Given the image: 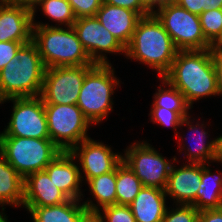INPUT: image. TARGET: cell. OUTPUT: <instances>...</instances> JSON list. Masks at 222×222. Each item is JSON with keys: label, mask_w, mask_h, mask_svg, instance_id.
Masks as SVG:
<instances>
[{"label": "cell", "mask_w": 222, "mask_h": 222, "mask_svg": "<svg viewBox=\"0 0 222 222\" xmlns=\"http://www.w3.org/2000/svg\"><path fill=\"white\" fill-rule=\"evenodd\" d=\"M218 164H222V150H220V158L218 161H216Z\"/></svg>", "instance_id": "obj_42"}, {"label": "cell", "mask_w": 222, "mask_h": 222, "mask_svg": "<svg viewBox=\"0 0 222 222\" xmlns=\"http://www.w3.org/2000/svg\"><path fill=\"white\" fill-rule=\"evenodd\" d=\"M207 8L216 10L222 8V0H207Z\"/></svg>", "instance_id": "obj_40"}, {"label": "cell", "mask_w": 222, "mask_h": 222, "mask_svg": "<svg viewBox=\"0 0 222 222\" xmlns=\"http://www.w3.org/2000/svg\"><path fill=\"white\" fill-rule=\"evenodd\" d=\"M220 150H222V135H221V149Z\"/></svg>", "instance_id": "obj_44"}, {"label": "cell", "mask_w": 222, "mask_h": 222, "mask_svg": "<svg viewBox=\"0 0 222 222\" xmlns=\"http://www.w3.org/2000/svg\"><path fill=\"white\" fill-rule=\"evenodd\" d=\"M165 190L155 187H142L129 204L136 222H161L167 209Z\"/></svg>", "instance_id": "obj_20"}, {"label": "cell", "mask_w": 222, "mask_h": 222, "mask_svg": "<svg viewBox=\"0 0 222 222\" xmlns=\"http://www.w3.org/2000/svg\"><path fill=\"white\" fill-rule=\"evenodd\" d=\"M121 82L112 64H96L85 75L76 105L92 125H100L113 111L114 93Z\"/></svg>", "instance_id": "obj_5"}, {"label": "cell", "mask_w": 222, "mask_h": 222, "mask_svg": "<svg viewBox=\"0 0 222 222\" xmlns=\"http://www.w3.org/2000/svg\"><path fill=\"white\" fill-rule=\"evenodd\" d=\"M198 219L201 222H222V207L200 210Z\"/></svg>", "instance_id": "obj_36"}, {"label": "cell", "mask_w": 222, "mask_h": 222, "mask_svg": "<svg viewBox=\"0 0 222 222\" xmlns=\"http://www.w3.org/2000/svg\"><path fill=\"white\" fill-rule=\"evenodd\" d=\"M152 13L179 51L214 48L203 35L199 15L190 13L173 0L157 4Z\"/></svg>", "instance_id": "obj_7"}, {"label": "cell", "mask_w": 222, "mask_h": 222, "mask_svg": "<svg viewBox=\"0 0 222 222\" xmlns=\"http://www.w3.org/2000/svg\"><path fill=\"white\" fill-rule=\"evenodd\" d=\"M69 199L55 186L45 170L31 173L24 179L23 206H52Z\"/></svg>", "instance_id": "obj_18"}, {"label": "cell", "mask_w": 222, "mask_h": 222, "mask_svg": "<svg viewBox=\"0 0 222 222\" xmlns=\"http://www.w3.org/2000/svg\"><path fill=\"white\" fill-rule=\"evenodd\" d=\"M180 7L186 9L190 13L200 15L202 12L206 11L207 0H173Z\"/></svg>", "instance_id": "obj_35"}, {"label": "cell", "mask_w": 222, "mask_h": 222, "mask_svg": "<svg viewBox=\"0 0 222 222\" xmlns=\"http://www.w3.org/2000/svg\"><path fill=\"white\" fill-rule=\"evenodd\" d=\"M151 111L148 114L150 122L158 124L163 127H171L175 131V136L179 129L181 120L190 114V111H171L164 107H151Z\"/></svg>", "instance_id": "obj_29"}, {"label": "cell", "mask_w": 222, "mask_h": 222, "mask_svg": "<svg viewBox=\"0 0 222 222\" xmlns=\"http://www.w3.org/2000/svg\"><path fill=\"white\" fill-rule=\"evenodd\" d=\"M178 51L162 23L152 13L137 23L126 47L125 58L152 68L158 74L156 78H161L171 69Z\"/></svg>", "instance_id": "obj_2"}, {"label": "cell", "mask_w": 222, "mask_h": 222, "mask_svg": "<svg viewBox=\"0 0 222 222\" xmlns=\"http://www.w3.org/2000/svg\"><path fill=\"white\" fill-rule=\"evenodd\" d=\"M205 39L214 47L222 50V8L207 9L199 15Z\"/></svg>", "instance_id": "obj_28"}, {"label": "cell", "mask_w": 222, "mask_h": 222, "mask_svg": "<svg viewBox=\"0 0 222 222\" xmlns=\"http://www.w3.org/2000/svg\"><path fill=\"white\" fill-rule=\"evenodd\" d=\"M12 3L19 4L21 6L27 7L31 10L35 8V6L41 1V0H9Z\"/></svg>", "instance_id": "obj_38"}, {"label": "cell", "mask_w": 222, "mask_h": 222, "mask_svg": "<svg viewBox=\"0 0 222 222\" xmlns=\"http://www.w3.org/2000/svg\"><path fill=\"white\" fill-rule=\"evenodd\" d=\"M24 178L0 154V214L7 220L5 206L23 208Z\"/></svg>", "instance_id": "obj_21"}, {"label": "cell", "mask_w": 222, "mask_h": 222, "mask_svg": "<svg viewBox=\"0 0 222 222\" xmlns=\"http://www.w3.org/2000/svg\"><path fill=\"white\" fill-rule=\"evenodd\" d=\"M112 148L100 140L97 142L89 137L70 150L79 163L83 185L91 178L113 171L122 161L123 153H114Z\"/></svg>", "instance_id": "obj_14"}, {"label": "cell", "mask_w": 222, "mask_h": 222, "mask_svg": "<svg viewBox=\"0 0 222 222\" xmlns=\"http://www.w3.org/2000/svg\"><path fill=\"white\" fill-rule=\"evenodd\" d=\"M214 67L217 76L218 96H222V50L214 49Z\"/></svg>", "instance_id": "obj_37"}, {"label": "cell", "mask_w": 222, "mask_h": 222, "mask_svg": "<svg viewBox=\"0 0 222 222\" xmlns=\"http://www.w3.org/2000/svg\"><path fill=\"white\" fill-rule=\"evenodd\" d=\"M44 109L49 137L62 151H70L90 137L92 124L76 104H44Z\"/></svg>", "instance_id": "obj_9"}, {"label": "cell", "mask_w": 222, "mask_h": 222, "mask_svg": "<svg viewBox=\"0 0 222 222\" xmlns=\"http://www.w3.org/2000/svg\"><path fill=\"white\" fill-rule=\"evenodd\" d=\"M163 78L183 94L192 109L194 102L218 96L214 48L178 51Z\"/></svg>", "instance_id": "obj_1"}, {"label": "cell", "mask_w": 222, "mask_h": 222, "mask_svg": "<svg viewBox=\"0 0 222 222\" xmlns=\"http://www.w3.org/2000/svg\"><path fill=\"white\" fill-rule=\"evenodd\" d=\"M61 151L50 138L0 136V154L24 179L44 170Z\"/></svg>", "instance_id": "obj_6"}, {"label": "cell", "mask_w": 222, "mask_h": 222, "mask_svg": "<svg viewBox=\"0 0 222 222\" xmlns=\"http://www.w3.org/2000/svg\"><path fill=\"white\" fill-rule=\"evenodd\" d=\"M142 187L140 179L122 160L116 166V204L129 205Z\"/></svg>", "instance_id": "obj_26"}, {"label": "cell", "mask_w": 222, "mask_h": 222, "mask_svg": "<svg viewBox=\"0 0 222 222\" xmlns=\"http://www.w3.org/2000/svg\"><path fill=\"white\" fill-rule=\"evenodd\" d=\"M201 178V163L183 162L180 167L173 164L165 188L166 196L170 201L172 199L174 205H193L197 201Z\"/></svg>", "instance_id": "obj_15"}, {"label": "cell", "mask_w": 222, "mask_h": 222, "mask_svg": "<svg viewBox=\"0 0 222 222\" xmlns=\"http://www.w3.org/2000/svg\"><path fill=\"white\" fill-rule=\"evenodd\" d=\"M32 41L45 68L96 65L72 26H33Z\"/></svg>", "instance_id": "obj_4"}, {"label": "cell", "mask_w": 222, "mask_h": 222, "mask_svg": "<svg viewBox=\"0 0 222 222\" xmlns=\"http://www.w3.org/2000/svg\"><path fill=\"white\" fill-rule=\"evenodd\" d=\"M104 3L135 11L141 17L152 14V7L145 0H104Z\"/></svg>", "instance_id": "obj_33"}, {"label": "cell", "mask_w": 222, "mask_h": 222, "mask_svg": "<svg viewBox=\"0 0 222 222\" xmlns=\"http://www.w3.org/2000/svg\"><path fill=\"white\" fill-rule=\"evenodd\" d=\"M157 90L153 93L151 107H164L171 111H189L192 109L185 101L183 94L173 87L165 78L161 77Z\"/></svg>", "instance_id": "obj_27"}, {"label": "cell", "mask_w": 222, "mask_h": 222, "mask_svg": "<svg viewBox=\"0 0 222 222\" xmlns=\"http://www.w3.org/2000/svg\"><path fill=\"white\" fill-rule=\"evenodd\" d=\"M102 222H136L129 205L113 204L96 213Z\"/></svg>", "instance_id": "obj_30"}, {"label": "cell", "mask_w": 222, "mask_h": 222, "mask_svg": "<svg viewBox=\"0 0 222 222\" xmlns=\"http://www.w3.org/2000/svg\"><path fill=\"white\" fill-rule=\"evenodd\" d=\"M90 197L81 199L88 213H97L102 208L116 204V168L86 182ZM93 199V200H92ZM96 201V202H95Z\"/></svg>", "instance_id": "obj_23"}, {"label": "cell", "mask_w": 222, "mask_h": 222, "mask_svg": "<svg viewBox=\"0 0 222 222\" xmlns=\"http://www.w3.org/2000/svg\"><path fill=\"white\" fill-rule=\"evenodd\" d=\"M210 166L211 163L202 164L201 184L193 204L199 211L222 207V170L212 173Z\"/></svg>", "instance_id": "obj_24"}, {"label": "cell", "mask_w": 222, "mask_h": 222, "mask_svg": "<svg viewBox=\"0 0 222 222\" xmlns=\"http://www.w3.org/2000/svg\"><path fill=\"white\" fill-rule=\"evenodd\" d=\"M94 66L46 68L40 95L44 104H77L85 75Z\"/></svg>", "instance_id": "obj_11"}, {"label": "cell", "mask_w": 222, "mask_h": 222, "mask_svg": "<svg viewBox=\"0 0 222 222\" xmlns=\"http://www.w3.org/2000/svg\"><path fill=\"white\" fill-rule=\"evenodd\" d=\"M57 188L70 199L85 198L78 162L70 151H61L44 169Z\"/></svg>", "instance_id": "obj_17"}, {"label": "cell", "mask_w": 222, "mask_h": 222, "mask_svg": "<svg viewBox=\"0 0 222 222\" xmlns=\"http://www.w3.org/2000/svg\"><path fill=\"white\" fill-rule=\"evenodd\" d=\"M45 69L36 44H23L0 70V100L40 96Z\"/></svg>", "instance_id": "obj_3"}, {"label": "cell", "mask_w": 222, "mask_h": 222, "mask_svg": "<svg viewBox=\"0 0 222 222\" xmlns=\"http://www.w3.org/2000/svg\"><path fill=\"white\" fill-rule=\"evenodd\" d=\"M72 27L94 64H112L108 54H121L125 57L126 48L96 16L78 18Z\"/></svg>", "instance_id": "obj_12"}, {"label": "cell", "mask_w": 222, "mask_h": 222, "mask_svg": "<svg viewBox=\"0 0 222 222\" xmlns=\"http://www.w3.org/2000/svg\"><path fill=\"white\" fill-rule=\"evenodd\" d=\"M80 222H102L96 213H87Z\"/></svg>", "instance_id": "obj_39"}, {"label": "cell", "mask_w": 222, "mask_h": 222, "mask_svg": "<svg viewBox=\"0 0 222 222\" xmlns=\"http://www.w3.org/2000/svg\"><path fill=\"white\" fill-rule=\"evenodd\" d=\"M8 101L13 102L12 114L0 136L50 138L41 96L9 98L2 100L1 105Z\"/></svg>", "instance_id": "obj_10"}, {"label": "cell", "mask_w": 222, "mask_h": 222, "mask_svg": "<svg viewBox=\"0 0 222 222\" xmlns=\"http://www.w3.org/2000/svg\"><path fill=\"white\" fill-rule=\"evenodd\" d=\"M75 18H82V17H94L97 14V11L100 9L104 0H67Z\"/></svg>", "instance_id": "obj_32"}, {"label": "cell", "mask_w": 222, "mask_h": 222, "mask_svg": "<svg viewBox=\"0 0 222 222\" xmlns=\"http://www.w3.org/2000/svg\"><path fill=\"white\" fill-rule=\"evenodd\" d=\"M122 160L140 179L144 187H155L165 190L173 164L180 163L173 156L168 160L160 151H157L147 140L131 143L123 151ZM172 160V161H171ZM178 162V163H177Z\"/></svg>", "instance_id": "obj_8"}, {"label": "cell", "mask_w": 222, "mask_h": 222, "mask_svg": "<svg viewBox=\"0 0 222 222\" xmlns=\"http://www.w3.org/2000/svg\"><path fill=\"white\" fill-rule=\"evenodd\" d=\"M38 11H41L40 13H42L46 19H50L53 24L52 22H50L51 25L42 21L37 22L35 19ZM32 13L33 26L71 27L76 21L71 5L67 0H41L35 8H33Z\"/></svg>", "instance_id": "obj_25"}, {"label": "cell", "mask_w": 222, "mask_h": 222, "mask_svg": "<svg viewBox=\"0 0 222 222\" xmlns=\"http://www.w3.org/2000/svg\"><path fill=\"white\" fill-rule=\"evenodd\" d=\"M96 17L125 48L129 45L137 23L142 18L135 11L107 3L102 4Z\"/></svg>", "instance_id": "obj_19"}, {"label": "cell", "mask_w": 222, "mask_h": 222, "mask_svg": "<svg viewBox=\"0 0 222 222\" xmlns=\"http://www.w3.org/2000/svg\"><path fill=\"white\" fill-rule=\"evenodd\" d=\"M22 45V42L16 41L0 42V70H2L11 59H13L16 52Z\"/></svg>", "instance_id": "obj_34"}, {"label": "cell", "mask_w": 222, "mask_h": 222, "mask_svg": "<svg viewBox=\"0 0 222 222\" xmlns=\"http://www.w3.org/2000/svg\"><path fill=\"white\" fill-rule=\"evenodd\" d=\"M171 207H167L165 215L161 222H196L199 215L193 205L172 204ZM175 207V208H174ZM171 209V210H170Z\"/></svg>", "instance_id": "obj_31"}, {"label": "cell", "mask_w": 222, "mask_h": 222, "mask_svg": "<svg viewBox=\"0 0 222 222\" xmlns=\"http://www.w3.org/2000/svg\"><path fill=\"white\" fill-rule=\"evenodd\" d=\"M145 1L153 8L157 4L163 3L165 1H170V0H145Z\"/></svg>", "instance_id": "obj_41"}, {"label": "cell", "mask_w": 222, "mask_h": 222, "mask_svg": "<svg viewBox=\"0 0 222 222\" xmlns=\"http://www.w3.org/2000/svg\"><path fill=\"white\" fill-rule=\"evenodd\" d=\"M31 214L32 222H80L88 213L81 200L52 206H23Z\"/></svg>", "instance_id": "obj_22"}, {"label": "cell", "mask_w": 222, "mask_h": 222, "mask_svg": "<svg viewBox=\"0 0 222 222\" xmlns=\"http://www.w3.org/2000/svg\"><path fill=\"white\" fill-rule=\"evenodd\" d=\"M32 35V10L9 0L0 1V42L27 44L32 41Z\"/></svg>", "instance_id": "obj_16"}, {"label": "cell", "mask_w": 222, "mask_h": 222, "mask_svg": "<svg viewBox=\"0 0 222 222\" xmlns=\"http://www.w3.org/2000/svg\"><path fill=\"white\" fill-rule=\"evenodd\" d=\"M192 117L193 116L189 114L187 117L183 118L181 120L179 130H181V128L185 126L186 128H188L187 129L188 133L192 132L194 136L188 133L187 135H189L190 137L187 135L185 136L184 133H182L183 135L182 136L180 131H178L175 137L176 139H178L177 143L178 147H180L179 148L180 155L182 153L183 154L182 157H186L184 158L186 160L185 163H201V164H207L212 162L216 163V161H218L220 158L221 135L216 136V138L215 137L212 138L213 140L211 138L209 139L211 135L208 133L209 132L208 131L209 129H207L208 124H204L207 122L203 120L200 123L198 119L196 123H194L196 118L194 117L193 119H191ZM189 139L192 140L190 141ZM186 140H188L189 143L191 142L192 145L191 144L187 145L188 141Z\"/></svg>", "instance_id": "obj_13"}, {"label": "cell", "mask_w": 222, "mask_h": 222, "mask_svg": "<svg viewBox=\"0 0 222 222\" xmlns=\"http://www.w3.org/2000/svg\"><path fill=\"white\" fill-rule=\"evenodd\" d=\"M0 222H10V221H7V220L0 214Z\"/></svg>", "instance_id": "obj_43"}]
</instances>
